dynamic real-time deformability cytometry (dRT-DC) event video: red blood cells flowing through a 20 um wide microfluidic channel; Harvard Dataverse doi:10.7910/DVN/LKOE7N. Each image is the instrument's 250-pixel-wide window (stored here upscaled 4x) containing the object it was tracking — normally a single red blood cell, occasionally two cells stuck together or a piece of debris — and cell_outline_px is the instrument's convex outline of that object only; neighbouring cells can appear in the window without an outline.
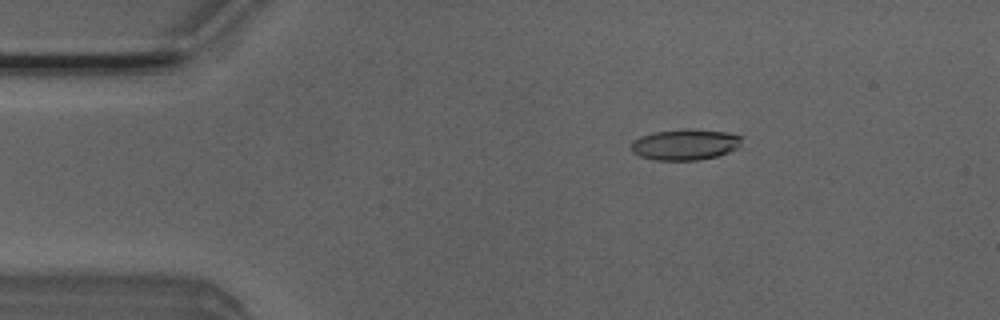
{"species": "Egyptian fruit bat (a non-hibernating species)", "species_latin": "Rousettus aegyptiacus", "temperature_condition": "room temperature", "stored_images_in_passage": 3, "camera_frame_rate_fps": 3000, "um_per_image_px": 0.085, "animal": {"sex": "male"}, "frame": {"image": 1, "passage_image": 1, "time_ms": 0.0, "image_size_px": [1000, 320], "cell_outline_px": [[740, 144], [736, 148], [728, 152], [716, 156], [696, 160], [656, 160], [640, 156], [632, 152], [632, 144], [640, 136], [656, 132], [688, 128], [728, 132], [740, 136]], "centroid_in_image_um": [58.23, 12.28], "position_along_channel_um": 26.8, "area_um2": 19.65}}
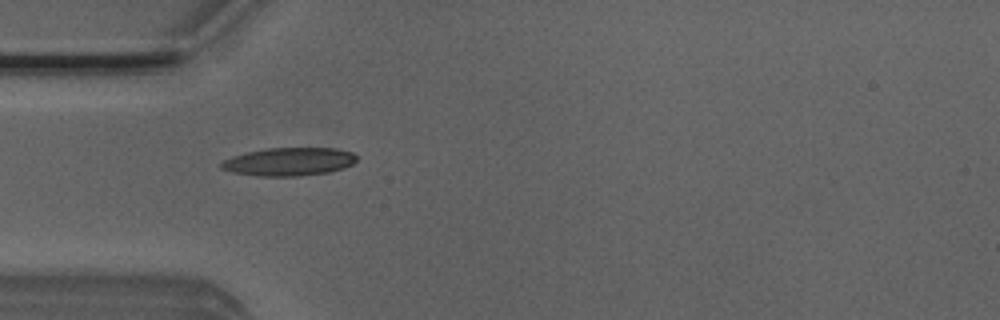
{"frame": {"image": 2, "passage_image": 3, "time_ms": 0.667, "image_size_px": [1000, 320], "cell_outline_px": [[356, 160], [352, 164], [344, 168], [328, 172], [296, 176], [256, 176], [232, 172], [220, 168], [220, 164], [224, 160], [232, 156], [248, 152], [268, 148], [336, 148], [352, 152], [356, 156]], "centroid_in_image_um": [24.56, 13.74], "position_along_channel_um": 60.4, "area_um2": 22.14}}